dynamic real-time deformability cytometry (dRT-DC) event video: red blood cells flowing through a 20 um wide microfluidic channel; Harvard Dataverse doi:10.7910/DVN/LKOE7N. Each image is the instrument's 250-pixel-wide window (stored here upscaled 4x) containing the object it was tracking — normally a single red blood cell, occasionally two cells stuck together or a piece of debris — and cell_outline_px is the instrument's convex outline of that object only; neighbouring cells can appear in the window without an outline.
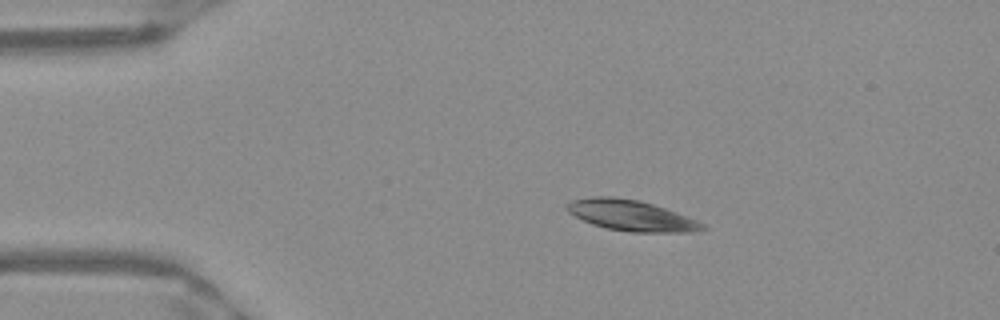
{"species": "Egyptian fruit bat (a non-hibernating species)", "species_latin": "Rousettus aegyptiacus", "temperature_condition": "warm", "stored_images_in_passage": 13, "camera_frame_rate_fps": 3000, "um_per_image_px": 0.085, "frame": {"image": 1, "passage_image": 9, "time_ms": 2.667, "image_size_px": [1000, 320], "cell_outline_px": [[708, 228], [692, 232], [632, 232], [608, 228], [592, 224], [568, 212], [564, 208], [564, 204], [572, 200], [592, 196], [612, 196], [640, 200], [676, 212], [696, 220], [704, 224]], "centroid_in_image_um": [53.62, 18.3], "position_along_channel_um": 31.4, "area_um2": 24.22}}